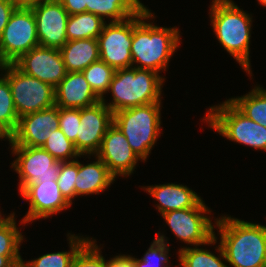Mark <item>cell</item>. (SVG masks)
<instances>
[{
    "mask_svg": "<svg viewBox=\"0 0 266 267\" xmlns=\"http://www.w3.org/2000/svg\"><path fill=\"white\" fill-rule=\"evenodd\" d=\"M164 78L157 72L125 68L115 70L108 92L112 94V102L106 104L104 96L101 101L113 112L136 106L161 102V87Z\"/></svg>",
    "mask_w": 266,
    "mask_h": 267,
    "instance_id": "cell-4",
    "label": "cell"
},
{
    "mask_svg": "<svg viewBox=\"0 0 266 267\" xmlns=\"http://www.w3.org/2000/svg\"><path fill=\"white\" fill-rule=\"evenodd\" d=\"M14 212L7 218H0V255L20 256L19 247L22 233L16 227Z\"/></svg>",
    "mask_w": 266,
    "mask_h": 267,
    "instance_id": "cell-28",
    "label": "cell"
},
{
    "mask_svg": "<svg viewBox=\"0 0 266 267\" xmlns=\"http://www.w3.org/2000/svg\"><path fill=\"white\" fill-rule=\"evenodd\" d=\"M66 9L69 15L86 12V5L89 0H58Z\"/></svg>",
    "mask_w": 266,
    "mask_h": 267,
    "instance_id": "cell-35",
    "label": "cell"
},
{
    "mask_svg": "<svg viewBox=\"0 0 266 267\" xmlns=\"http://www.w3.org/2000/svg\"><path fill=\"white\" fill-rule=\"evenodd\" d=\"M113 124V112L101 100L80 109V125L73 143L79 155L98 152L107 129Z\"/></svg>",
    "mask_w": 266,
    "mask_h": 267,
    "instance_id": "cell-12",
    "label": "cell"
},
{
    "mask_svg": "<svg viewBox=\"0 0 266 267\" xmlns=\"http://www.w3.org/2000/svg\"><path fill=\"white\" fill-rule=\"evenodd\" d=\"M145 191L159 202L156 208L161 214L195 207L202 200L196 192L182 184L147 186Z\"/></svg>",
    "mask_w": 266,
    "mask_h": 267,
    "instance_id": "cell-19",
    "label": "cell"
},
{
    "mask_svg": "<svg viewBox=\"0 0 266 267\" xmlns=\"http://www.w3.org/2000/svg\"><path fill=\"white\" fill-rule=\"evenodd\" d=\"M97 161L83 165L78 161V174L75 181V198L78 195L99 194L115 181L106 164L98 157Z\"/></svg>",
    "mask_w": 266,
    "mask_h": 267,
    "instance_id": "cell-20",
    "label": "cell"
},
{
    "mask_svg": "<svg viewBox=\"0 0 266 267\" xmlns=\"http://www.w3.org/2000/svg\"><path fill=\"white\" fill-rule=\"evenodd\" d=\"M244 115L266 127V90L255 86L241 97L229 99Z\"/></svg>",
    "mask_w": 266,
    "mask_h": 267,
    "instance_id": "cell-24",
    "label": "cell"
},
{
    "mask_svg": "<svg viewBox=\"0 0 266 267\" xmlns=\"http://www.w3.org/2000/svg\"><path fill=\"white\" fill-rule=\"evenodd\" d=\"M0 138H7L9 142L11 141V136L0 126Z\"/></svg>",
    "mask_w": 266,
    "mask_h": 267,
    "instance_id": "cell-41",
    "label": "cell"
},
{
    "mask_svg": "<svg viewBox=\"0 0 266 267\" xmlns=\"http://www.w3.org/2000/svg\"><path fill=\"white\" fill-rule=\"evenodd\" d=\"M21 256H1L0 255V267H21Z\"/></svg>",
    "mask_w": 266,
    "mask_h": 267,
    "instance_id": "cell-38",
    "label": "cell"
},
{
    "mask_svg": "<svg viewBox=\"0 0 266 267\" xmlns=\"http://www.w3.org/2000/svg\"><path fill=\"white\" fill-rule=\"evenodd\" d=\"M0 77V126L11 136L17 129L19 118L16 112L7 78Z\"/></svg>",
    "mask_w": 266,
    "mask_h": 267,
    "instance_id": "cell-27",
    "label": "cell"
},
{
    "mask_svg": "<svg viewBox=\"0 0 266 267\" xmlns=\"http://www.w3.org/2000/svg\"><path fill=\"white\" fill-rule=\"evenodd\" d=\"M147 7L133 16V39L131 44L132 67L148 69L159 74L166 70L172 54L180 43L177 28L159 27L144 20L154 18ZM134 63L140 65H134Z\"/></svg>",
    "mask_w": 266,
    "mask_h": 267,
    "instance_id": "cell-2",
    "label": "cell"
},
{
    "mask_svg": "<svg viewBox=\"0 0 266 267\" xmlns=\"http://www.w3.org/2000/svg\"><path fill=\"white\" fill-rule=\"evenodd\" d=\"M211 23L219 43L242 68L250 70L249 48L252 19L231 0H213Z\"/></svg>",
    "mask_w": 266,
    "mask_h": 267,
    "instance_id": "cell-3",
    "label": "cell"
},
{
    "mask_svg": "<svg viewBox=\"0 0 266 267\" xmlns=\"http://www.w3.org/2000/svg\"><path fill=\"white\" fill-rule=\"evenodd\" d=\"M204 120L220 135L236 143L266 151V127L244 115L230 100L210 107Z\"/></svg>",
    "mask_w": 266,
    "mask_h": 267,
    "instance_id": "cell-6",
    "label": "cell"
},
{
    "mask_svg": "<svg viewBox=\"0 0 266 267\" xmlns=\"http://www.w3.org/2000/svg\"><path fill=\"white\" fill-rule=\"evenodd\" d=\"M12 153L18 155L12 163L19 174V191L34 182L55 180L60 162L42 147L12 146Z\"/></svg>",
    "mask_w": 266,
    "mask_h": 267,
    "instance_id": "cell-11",
    "label": "cell"
},
{
    "mask_svg": "<svg viewBox=\"0 0 266 267\" xmlns=\"http://www.w3.org/2000/svg\"><path fill=\"white\" fill-rule=\"evenodd\" d=\"M20 195L30 203L29 211L21 221L26 224L40 218H48L71 205L62 196L57 179L26 185Z\"/></svg>",
    "mask_w": 266,
    "mask_h": 267,
    "instance_id": "cell-15",
    "label": "cell"
},
{
    "mask_svg": "<svg viewBox=\"0 0 266 267\" xmlns=\"http://www.w3.org/2000/svg\"><path fill=\"white\" fill-rule=\"evenodd\" d=\"M60 52L67 72L83 71L100 59L97 39L70 40Z\"/></svg>",
    "mask_w": 266,
    "mask_h": 267,
    "instance_id": "cell-21",
    "label": "cell"
},
{
    "mask_svg": "<svg viewBox=\"0 0 266 267\" xmlns=\"http://www.w3.org/2000/svg\"><path fill=\"white\" fill-rule=\"evenodd\" d=\"M39 46L32 8H15L0 36V65L15 62Z\"/></svg>",
    "mask_w": 266,
    "mask_h": 267,
    "instance_id": "cell-8",
    "label": "cell"
},
{
    "mask_svg": "<svg viewBox=\"0 0 266 267\" xmlns=\"http://www.w3.org/2000/svg\"><path fill=\"white\" fill-rule=\"evenodd\" d=\"M108 267H135V264L130 255H119L108 260Z\"/></svg>",
    "mask_w": 266,
    "mask_h": 267,
    "instance_id": "cell-37",
    "label": "cell"
},
{
    "mask_svg": "<svg viewBox=\"0 0 266 267\" xmlns=\"http://www.w3.org/2000/svg\"><path fill=\"white\" fill-rule=\"evenodd\" d=\"M42 148L59 162H69L73 161L71 160L73 158L81 157L76 151L73 142L66 137L60 128L51 130V134Z\"/></svg>",
    "mask_w": 266,
    "mask_h": 267,
    "instance_id": "cell-29",
    "label": "cell"
},
{
    "mask_svg": "<svg viewBox=\"0 0 266 267\" xmlns=\"http://www.w3.org/2000/svg\"><path fill=\"white\" fill-rule=\"evenodd\" d=\"M157 237L151 244L150 248L148 251H146L144 257L141 258V260L144 262V266H151V267H170L167 264L169 263L168 261V251L169 247L168 244L165 243V236L160 235V232L156 235ZM153 259H157L158 264L156 266L152 265L151 262H153ZM167 263V264H166ZM167 265V266H165Z\"/></svg>",
    "mask_w": 266,
    "mask_h": 267,
    "instance_id": "cell-33",
    "label": "cell"
},
{
    "mask_svg": "<svg viewBox=\"0 0 266 267\" xmlns=\"http://www.w3.org/2000/svg\"><path fill=\"white\" fill-rule=\"evenodd\" d=\"M9 82L18 118L55 105V88L19 70L13 63L2 64Z\"/></svg>",
    "mask_w": 266,
    "mask_h": 267,
    "instance_id": "cell-7",
    "label": "cell"
},
{
    "mask_svg": "<svg viewBox=\"0 0 266 267\" xmlns=\"http://www.w3.org/2000/svg\"><path fill=\"white\" fill-rule=\"evenodd\" d=\"M211 211L201 200L195 207L172 210L161 214L177 239L194 246L215 244L216 236L210 217Z\"/></svg>",
    "mask_w": 266,
    "mask_h": 267,
    "instance_id": "cell-9",
    "label": "cell"
},
{
    "mask_svg": "<svg viewBox=\"0 0 266 267\" xmlns=\"http://www.w3.org/2000/svg\"><path fill=\"white\" fill-rule=\"evenodd\" d=\"M160 105L156 102L113 113V123L142 161H146L160 135Z\"/></svg>",
    "mask_w": 266,
    "mask_h": 267,
    "instance_id": "cell-5",
    "label": "cell"
},
{
    "mask_svg": "<svg viewBox=\"0 0 266 267\" xmlns=\"http://www.w3.org/2000/svg\"><path fill=\"white\" fill-rule=\"evenodd\" d=\"M106 23L91 12L69 15L66 25L67 40L97 39Z\"/></svg>",
    "mask_w": 266,
    "mask_h": 267,
    "instance_id": "cell-23",
    "label": "cell"
},
{
    "mask_svg": "<svg viewBox=\"0 0 266 267\" xmlns=\"http://www.w3.org/2000/svg\"><path fill=\"white\" fill-rule=\"evenodd\" d=\"M80 125V109L59 108V128L71 141L75 142Z\"/></svg>",
    "mask_w": 266,
    "mask_h": 267,
    "instance_id": "cell-34",
    "label": "cell"
},
{
    "mask_svg": "<svg viewBox=\"0 0 266 267\" xmlns=\"http://www.w3.org/2000/svg\"><path fill=\"white\" fill-rule=\"evenodd\" d=\"M39 45L61 49L67 42L68 12L58 0H47L32 7Z\"/></svg>",
    "mask_w": 266,
    "mask_h": 267,
    "instance_id": "cell-14",
    "label": "cell"
},
{
    "mask_svg": "<svg viewBox=\"0 0 266 267\" xmlns=\"http://www.w3.org/2000/svg\"><path fill=\"white\" fill-rule=\"evenodd\" d=\"M179 265L182 267H228L211 251L203 248L183 247L179 250Z\"/></svg>",
    "mask_w": 266,
    "mask_h": 267,
    "instance_id": "cell-30",
    "label": "cell"
},
{
    "mask_svg": "<svg viewBox=\"0 0 266 267\" xmlns=\"http://www.w3.org/2000/svg\"><path fill=\"white\" fill-rule=\"evenodd\" d=\"M15 8H32L47 0H8Z\"/></svg>",
    "mask_w": 266,
    "mask_h": 267,
    "instance_id": "cell-39",
    "label": "cell"
},
{
    "mask_svg": "<svg viewBox=\"0 0 266 267\" xmlns=\"http://www.w3.org/2000/svg\"><path fill=\"white\" fill-rule=\"evenodd\" d=\"M82 73L91 89L101 99L104 94L108 93L115 70L99 59L91 63Z\"/></svg>",
    "mask_w": 266,
    "mask_h": 267,
    "instance_id": "cell-26",
    "label": "cell"
},
{
    "mask_svg": "<svg viewBox=\"0 0 266 267\" xmlns=\"http://www.w3.org/2000/svg\"><path fill=\"white\" fill-rule=\"evenodd\" d=\"M54 92L55 105L59 108L82 109L101 100L91 89L82 71L67 72Z\"/></svg>",
    "mask_w": 266,
    "mask_h": 267,
    "instance_id": "cell-18",
    "label": "cell"
},
{
    "mask_svg": "<svg viewBox=\"0 0 266 267\" xmlns=\"http://www.w3.org/2000/svg\"><path fill=\"white\" fill-rule=\"evenodd\" d=\"M219 228L220 258L233 267H263L266 265V226L230 216L216 219Z\"/></svg>",
    "mask_w": 266,
    "mask_h": 267,
    "instance_id": "cell-1",
    "label": "cell"
},
{
    "mask_svg": "<svg viewBox=\"0 0 266 267\" xmlns=\"http://www.w3.org/2000/svg\"><path fill=\"white\" fill-rule=\"evenodd\" d=\"M96 240L89 239L76 253L71 267H108V261L100 253Z\"/></svg>",
    "mask_w": 266,
    "mask_h": 267,
    "instance_id": "cell-32",
    "label": "cell"
},
{
    "mask_svg": "<svg viewBox=\"0 0 266 267\" xmlns=\"http://www.w3.org/2000/svg\"><path fill=\"white\" fill-rule=\"evenodd\" d=\"M144 5L139 0H89L86 12L104 17H111V22H119L136 15Z\"/></svg>",
    "mask_w": 266,
    "mask_h": 267,
    "instance_id": "cell-22",
    "label": "cell"
},
{
    "mask_svg": "<svg viewBox=\"0 0 266 267\" xmlns=\"http://www.w3.org/2000/svg\"><path fill=\"white\" fill-rule=\"evenodd\" d=\"M95 156L106 164L115 178L119 175L130 176L137 161L141 160L131 149L126 137L114 123L107 129Z\"/></svg>",
    "mask_w": 266,
    "mask_h": 267,
    "instance_id": "cell-17",
    "label": "cell"
},
{
    "mask_svg": "<svg viewBox=\"0 0 266 267\" xmlns=\"http://www.w3.org/2000/svg\"><path fill=\"white\" fill-rule=\"evenodd\" d=\"M78 174V160L60 162V169L57 175V183L62 196L72 205L75 198V181Z\"/></svg>",
    "mask_w": 266,
    "mask_h": 267,
    "instance_id": "cell-31",
    "label": "cell"
},
{
    "mask_svg": "<svg viewBox=\"0 0 266 267\" xmlns=\"http://www.w3.org/2000/svg\"><path fill=\"white\" fill-rule=\"evenodd\" d=\"M258 2H259V4L261 3V5L266 7V0H258Z\"/></svg>",
    "mask_w": 266,
    "mask_h": 267,
    "instance_id": "cell-42",
    "label": "cell"
},
{
    "mask_svg": "<svg viewBox=\"0 0 266 267\" xmlns=\"http://www.w3.org/2000/svg\"><path fill=\"white\" fill-rule=\"evenodd\" d=\"M130 257L133 259L135 267H151V266H144V262L141 259L133 258L132 256Z\"/></svg>",
    "mask_w": 266,
    "mask_h": 267,
    "instance_id": "cell-40",
    "label": "cell"
},
{
    "mask_svg": "<svg viewBox=\"0 0 266 267\" xmlns=\"http://www.w3.org/2000/svg\"><path fill=\"white\" fill-rule=\"evenodd\" d=\"M70 244L69 252L47 253L34 260L22 261L21 267H71L72 261L77 251L90 239L89 237L81 238L80 236L70 235L68 233Z\"/></svg>",
    "mask_w": 266,
    "mask_h": 267,
    "instance_id": "cell-25",
    "label": "cell"
},
{
    "mask_svg": "<svg viewBox=\"0 0 266 267\" xmlns=\"http://www.w3.org/2000/svg\"><path fill=\"white\" fill-rule=\"evenodd\" d=\"M59 129V107H52L19 118L16 131L11 135V146L42 147L51 134Z\"/></svg>",
    "mask_w": 266,
    "mask_h": 267,
    "instance_id": "cell-16",
    "label": "cell"
},
{
    "mask_svg": "<svg viewBox=\"0 0 266 267\" xmlns=\"http://www.w3.org/2000/svg\"><path fill=\"white\" fill-rule=\"evenodd\" d=\"M14 10L15 7L8 0H0V36Z\"/></svg>",
    "mask_w": 266,
    "mask_h": 267,
    "instance_id": "cell-36",
    "label": "cell"
},
{
    "mask_svg": "<svg viewBox=\"0 0 266 267\" xmlns=\"http://www.w3.org/2000/svg\"><path fill=\"white\" fill-rule=\"evenodd\" d=\"M13 64L25 74L53 88L67 73L60 50L40 45L21 55Z\"/></svg>",
    "mask_w": 266,
    "mask_h": 267,
    "instance_id": "cell-13",
    "label": "cell"
},
{
    "mask_svg": "<svg viewBox=\"0 0 266 267\" xmlns=\"http://www.w3.org/2000/svg\"><path fill=\"white\" fill-rule=\"evenodd\" d=\"M132 39L133 16L124 21L105 23L97 38L100 59L114 70L131 68Z\"/></svg>",
    "mask_w": 266,
    "mask_h": 267,
    "instance_id": "cell-10",
    "label": "cell"
}]
</instances>
